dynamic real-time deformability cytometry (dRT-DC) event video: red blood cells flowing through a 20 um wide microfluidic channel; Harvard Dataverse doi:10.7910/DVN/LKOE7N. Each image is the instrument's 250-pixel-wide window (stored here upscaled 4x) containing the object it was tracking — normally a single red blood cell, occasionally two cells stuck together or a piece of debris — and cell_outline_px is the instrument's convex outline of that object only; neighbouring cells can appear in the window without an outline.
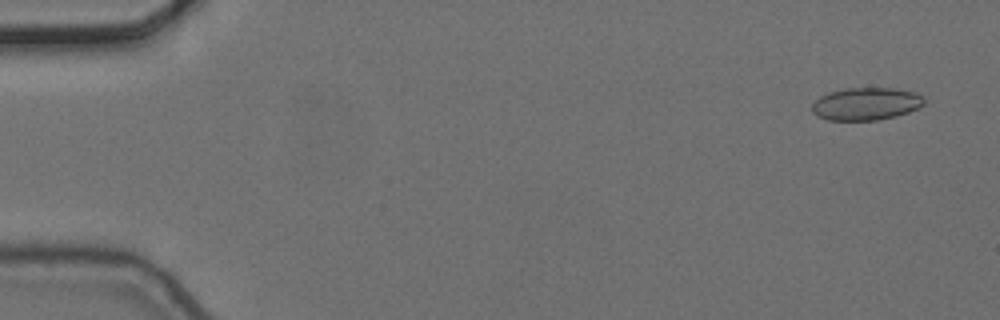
{"species": "common noctule bat (a hibernating species)", "species_latin": "Nyctalus noctula", "temperature_condition": "cold", "stored_images_in_passage": 3, "camera_frame_rate_fps": 3000, "um_per_image_px": 0.085, "animal": {"sex": "female", "body_mass_g": 24.6, "forearm_length_mm": 56.2}, "frame": {"image": 1, "passage_image": 1, "time_ms": 0.0, "image_size_px": [1000, 320], "cell_outline_px": [[924, 104], [908, 112], [896, 116], [876, 120], [828, 120], [816, 116], [812, 112], [812, 104], [820, 96], [828, 92], [848, 88], [892, 88], [916, 92], [924, 96]], "centroid_in_image_um": [73.6, 8.82], "position_along_channel_um": 11.4, "area_um2": 21.33}}